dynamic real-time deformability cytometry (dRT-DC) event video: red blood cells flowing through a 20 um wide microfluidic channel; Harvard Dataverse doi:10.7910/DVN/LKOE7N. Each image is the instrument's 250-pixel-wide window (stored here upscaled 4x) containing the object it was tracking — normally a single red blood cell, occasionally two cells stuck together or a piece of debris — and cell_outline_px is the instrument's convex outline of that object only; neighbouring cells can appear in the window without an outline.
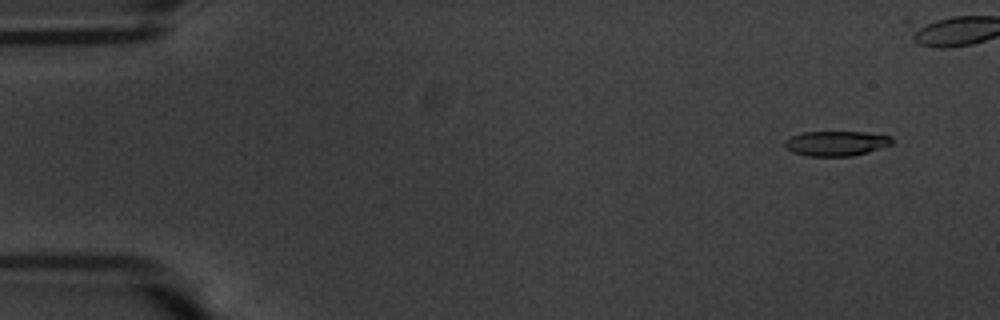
{"species": "common noctule bat (a hibernating species)", "species_latin": "Nyctalus noctula", "temperature_condition": "warm", "stored_images_in_passage": 47, "camera_frame_rate_fps": 3000, "um_per_image_px": 0.085, "animal": {"sex": "male", "body_mass_g": 20.1, "forearm_length_mm": 53.5}, "frame": {"image": 1, "passage_image": 2, "time_ms": 0.333, "image_size_px": [1000, 320], "cell_outline_px": [[892, 144], [852, 156], [808, 156], [792, 152], [784, 144], [784, 140], [792, 136], [804, 132], [864, 132], [892, 136]], "centroid_in_image_um": [71.06, 12.18], "position_along_channel_um": 13.9, "area_um2": 15.37}}
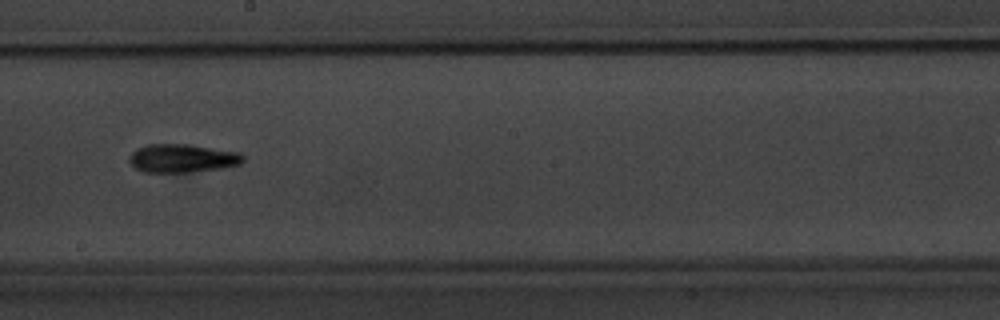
{"frame": {"image": 2, "passage_image": 30, "time_ms": 9.667, "image_size_px": [1000, 320], "cell_outline_px": [[244, 160], [240, 164], [224, 168], [188, 172], [144, 172], [136, 168], [128, 160], [128, 156], [136, 148], [148, 144], [188, 144], [240, 152], [244, 156]], "centroid_in_image_um": [15.5, 13.45], "position_along_channel_um": 232.7, "area_um2": 18.96}}
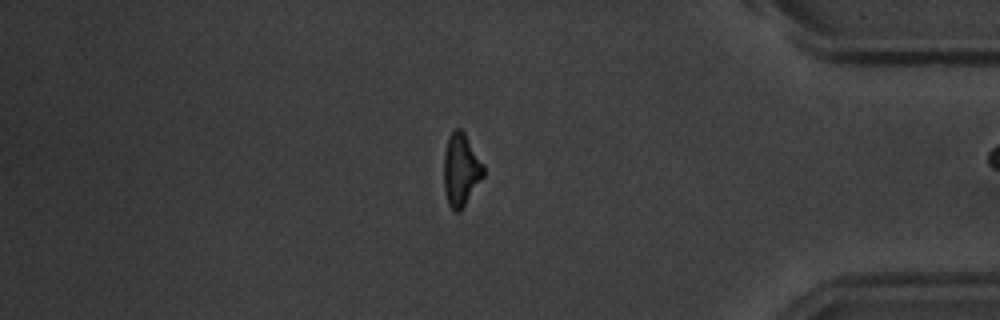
{"frame": {"image": 3, "passage_image": 46, "time_ms": 15.0, "image_size_px": [1000, 320], "cell_outline_px": [[484, 176], [460, 212], [456, 212], [448, 204], [444, 192], [444, 152], [448, 136], [456, 128], [460, 128], [464, 132], [484, 164]], "centroid_in_image_um": [39.18, 14.43], "position_along_channel_um": 396.0, "area_um2": 16.88}}